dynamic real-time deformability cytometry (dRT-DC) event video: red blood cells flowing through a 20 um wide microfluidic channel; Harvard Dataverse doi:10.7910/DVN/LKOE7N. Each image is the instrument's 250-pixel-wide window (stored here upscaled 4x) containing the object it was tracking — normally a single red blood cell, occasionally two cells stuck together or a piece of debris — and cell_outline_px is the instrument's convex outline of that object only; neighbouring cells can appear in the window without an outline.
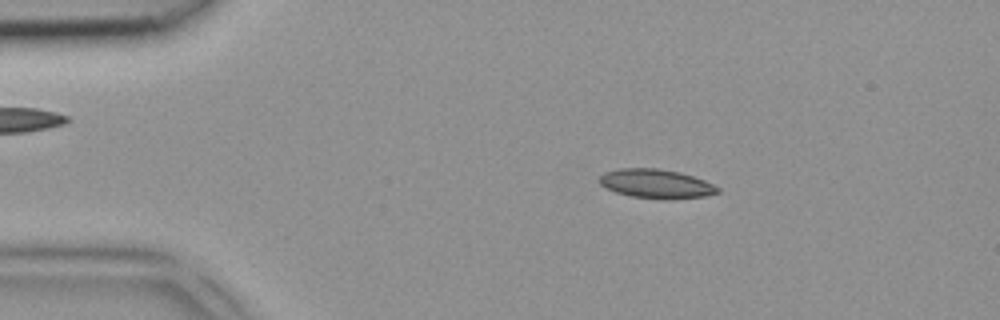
{"species": "common noctule bat (a hibernating species)", "species_latin": "Nyctalus noctula", "temperature_condition": "room temperature", "stored_images_in_passage": 3, "camera_frame_rate_fps": 3000, "um_per_image_px": 0.085, "animal": {"sex": "female", "body_mass_g": 18.4}, "frame": {"image": 1, "passage_image": 2, "time_ms": 0.333, "image_size_px": [1000, 320], "cell_outline_px": [[720, 192], [704, 196], [632, 196], [616, 192], [600, 184], [600, 176], [604, 172], [616, 168], [656, 168], [680, 172], [704, 180], [720, 188]], "centroid_in_image_um": [55.72, 15.55], "position_along_channel_um": 29.3, "area_um2": 18.96}}